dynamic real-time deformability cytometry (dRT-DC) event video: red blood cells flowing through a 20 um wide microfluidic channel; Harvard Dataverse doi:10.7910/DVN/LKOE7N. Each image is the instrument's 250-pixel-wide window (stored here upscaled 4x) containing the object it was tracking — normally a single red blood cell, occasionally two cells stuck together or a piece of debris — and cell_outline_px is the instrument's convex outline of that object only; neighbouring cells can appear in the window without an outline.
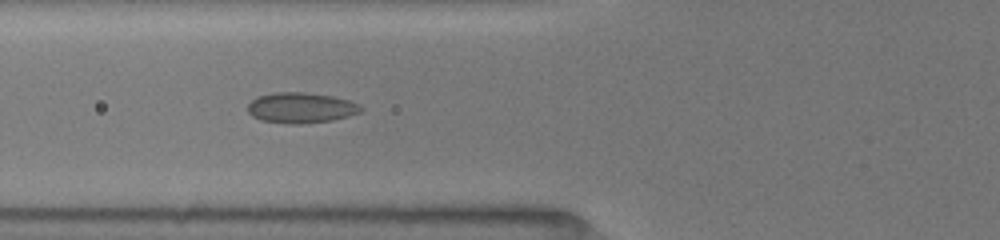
{"species": "common noctule bat (a hibernating species)", "species_latin": "Nyctalus noctula", "temperature_condition": "room temperature", "stored_images_in_passage": 4, "camera_frame_rate_fps": 3000, "um_per_image_px": 0.085, "animal": {"sex": "female", "body_mass_g": 19.5, "forearm_length_mm": 54.1}, "frame": {"image": 1, "passage_image": 4, "time_ms": 2.667, "image_size_px": [1000, 240], "cell_outline_px": [[364, 108], [360, 112], [348, 116], [332, 120], [300, 124], [288, 124], [260, 120], [252, 116], [248, 112], [248, 104], [256, 96], [276, 92], [304, 92], [332, 96], [348, 100], [360, 104]], "centroid_in_image_um": [25.57, 9.16], "position_along_channel_um": 100.2, "area_um2": 20.23}}